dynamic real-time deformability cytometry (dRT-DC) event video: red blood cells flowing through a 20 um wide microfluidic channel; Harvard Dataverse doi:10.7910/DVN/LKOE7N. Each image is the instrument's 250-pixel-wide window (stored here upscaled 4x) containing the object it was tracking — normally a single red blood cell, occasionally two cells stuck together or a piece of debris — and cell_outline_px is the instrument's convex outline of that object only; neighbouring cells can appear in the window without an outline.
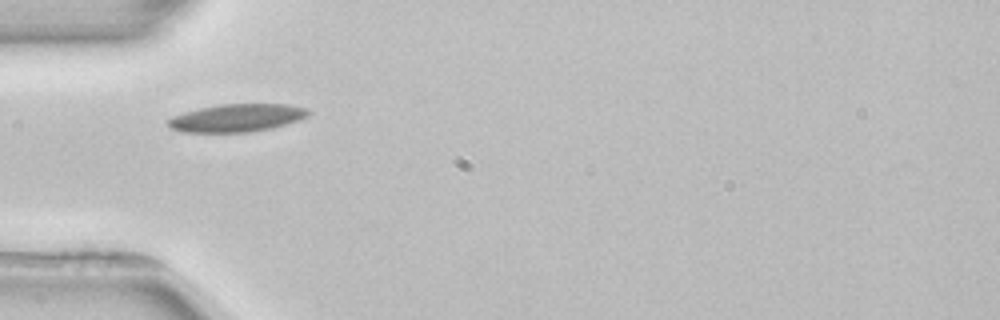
{"species": "common noctule bat (a hibernating species)", "species_latin": "Nyctalus noctula", "temperature_condition": "room temperature", "stored_images_in_passage": 1, "camera_frame_rate_fps": 3000, "um_per_image_px": 0.085, "animal": {"sex": "female", "body_mass_g": 22.7, "forearm_length_mm": 54.2}, "frame": {"image": 1, "passage_image": 1, "time_ms": 0.0, "image_size_px": [1000, 320], "cell_outline_px": [[312, 112], [308, 116], [272, 128], [252, 132], [180, 132], [168, 128], [168, 120], [172, 116], [184, 112], [200, 108], [220, 104], [288, 104], [308, 108]], "centroid_in_image_um": [20.12, 10.02], "position_along_channel_um": 64.9, "area_um2": 22.83}}